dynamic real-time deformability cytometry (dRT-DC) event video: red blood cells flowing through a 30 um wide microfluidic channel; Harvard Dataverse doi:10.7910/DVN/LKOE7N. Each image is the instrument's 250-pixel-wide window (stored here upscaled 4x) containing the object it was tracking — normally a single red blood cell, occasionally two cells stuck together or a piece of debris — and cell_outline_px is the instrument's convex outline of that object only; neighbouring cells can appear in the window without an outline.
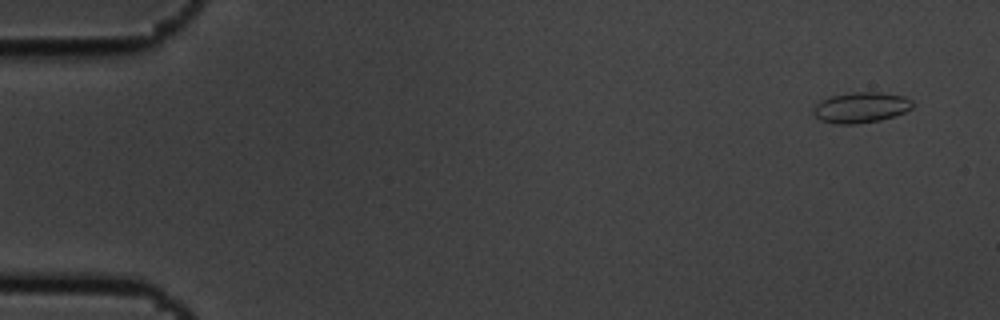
{"species": "common noctule bat (a hibernating species)", "species_latin": "Nyctalus noctula", "temperature_condition": "cold", "stored_images_in_passage": 8, "camera_frame_rate_fps": 3000, "um_per_image_px": 0.085, "animal": {"sex": "male", "body_mass_g": 19.5, "forearm_length_mm": 54.6}, "frame": {"image": 1, "passage_image": 1, "time_ms": 0.0, "image_size_px": [1000, 320], "cell_outline_px": [[912, 108], [904, 112], [880, 120], [852, 124], [832, 124], [820, 120], [812, 112], [812, 108], [820, 100], [832, 96], [852, 92], [880, 92], [904, 96], [912, 100]], "centroid_in_image_um": [73.14, 9.13], "position_along_channel_um": 11.9, "area_um2": 17.69}}
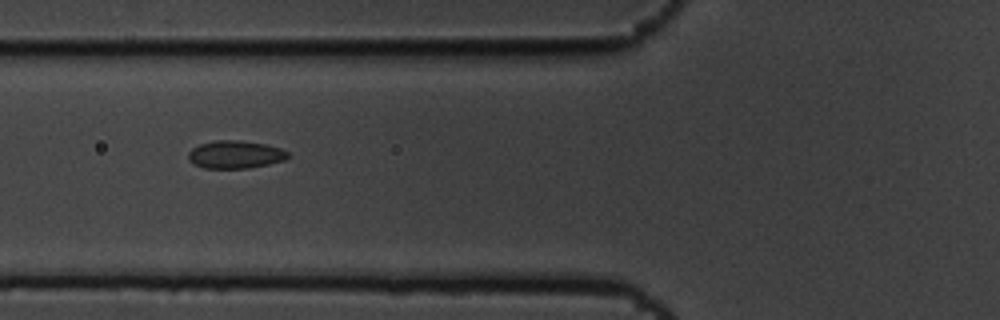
{"frame": {"image": 2, "passage_image": 6, "time_ms": 1.667, "image_size_px": [1000, 320], "cell_outline_px": [[288, 156], [284, 160], [268, 164], [248, 168], [204, 168], [192, 164], [188, 160], [188, 152], [192, 148], [200, 144], [216, 140], [236, 140], [264, 144], [280, 148], [288, 152]], "centroid_in_image_um": [19.95, 13.14], "position_along_channel_um": 105.9, "area_um2": 16.07}}
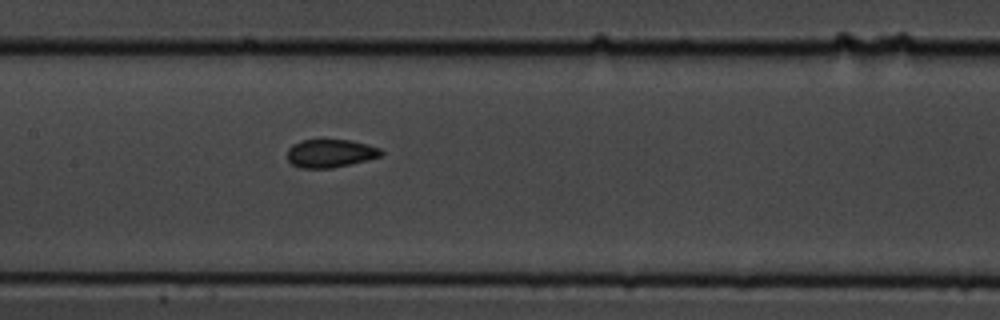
{"frame": {"image": 3, "passage_image": 8, "time_ms": 2.333, "image_size_px": [1000, 320], "cell_outline_px": [[384, 152], [380, 156], [332, 168], [300, 168], [292, 164], [288, 160], [288, 148], [292, 144], [304, 140], [352, 140], [368, 144], [380, 148]], "centroid_in_image_um": [28.07, 13.02], "position_along_channel_um": 179.3, "area_um2": 15.26}}